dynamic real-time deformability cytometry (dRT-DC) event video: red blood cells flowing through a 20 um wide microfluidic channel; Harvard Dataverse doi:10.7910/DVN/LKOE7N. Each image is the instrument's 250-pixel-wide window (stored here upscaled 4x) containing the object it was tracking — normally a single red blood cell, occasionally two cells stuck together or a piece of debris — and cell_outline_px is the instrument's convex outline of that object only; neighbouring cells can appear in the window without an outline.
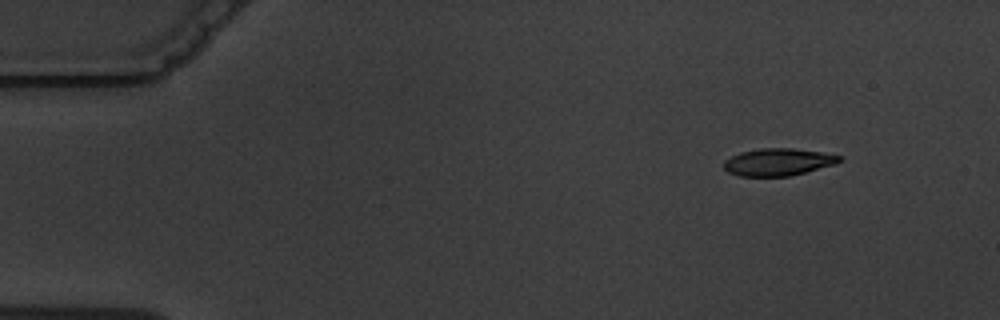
{"species": "common noctule bat (a hibernating species)", "species_latin": "Nyctalus noctula", "temperature_condition": "warm", "stored_images_in_passage": 4, "camera_frame_rate_fps": 3000, "um_per_image_px": 0.085, "animal": {"sex": "male", "body_mass_g": 19.5, "forearm_length_mm": 54.6}, "frame": {"image": 1, "passage_image": 1, "time_ms": 0.0, "image_size_px": [1000, 320], "cell_outline_px": [[844, 156], [836, 164], [788, 176], [740, 176], [728, 172], [724, 168], [724, 160], [740, 152], [760, 148], [792, 148], [820, 152]], "centroid_in_image_um": [66.13, 13.76], "position_along_channel_um": 18.9, "area_um2": 18.26}}
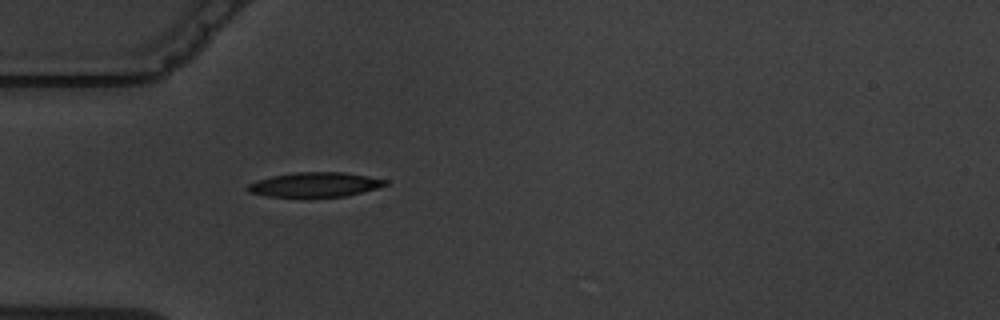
{"frame": {"image": 2, "passage_image": 4, "time_ms": 3.667, "image_size_px": [1000, 320], "cell_outline_px": [[388, 184], [376, 188], [348, 196], [268, 196], [248, 192], [244, 188], [248, 184], [256, 180], [272, 176], [296, 172], [344, 172], [368, 176], [388, 180]], "centroid_in_image_um": [26.76, 15.68], "position_along_channel_um": 58.2, "area_um2": 19.59}}